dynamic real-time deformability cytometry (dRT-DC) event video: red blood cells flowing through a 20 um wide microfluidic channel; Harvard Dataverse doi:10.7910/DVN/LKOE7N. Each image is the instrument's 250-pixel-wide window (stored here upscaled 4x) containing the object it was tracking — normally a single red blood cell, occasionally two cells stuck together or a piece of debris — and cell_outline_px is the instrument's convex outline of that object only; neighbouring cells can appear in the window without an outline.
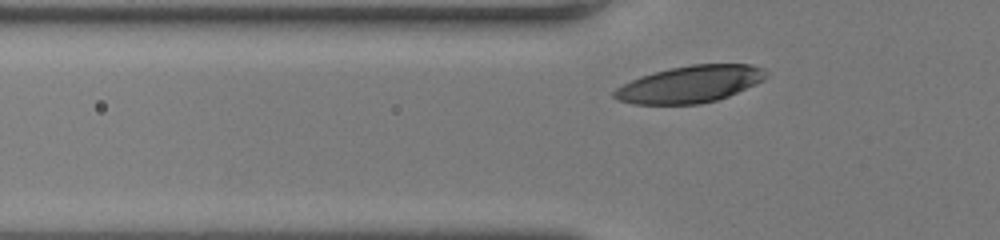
{"species": "human", "species_latin": "Homo sapiens", "temperature_condition": "room temperature", "stored_images_in_passage": 31, "camera_frame_rate_fps": 3000, "um_per_image_px": 0.085, "donor": {"sex": "female"}, "frame": {"image": 1, "passage_image": 5, "time_ms": 1.333, "image_size_px": [1000, 240], "cell_outline_px": [[768, 76], [764, 80], [756, 84], [728, 96], [716, 100], [700, 104], [632, 104], [616, 100], [612, 96], [612, 92], [616, 88], [640, 76], [672, 68], [692, 64], [752, 64], [764, 68], [768, 72]], "centroid_in_image_um": [58.67, 7.16], "position_along_channel_um": 67.1, "area_um2": 32.71}}
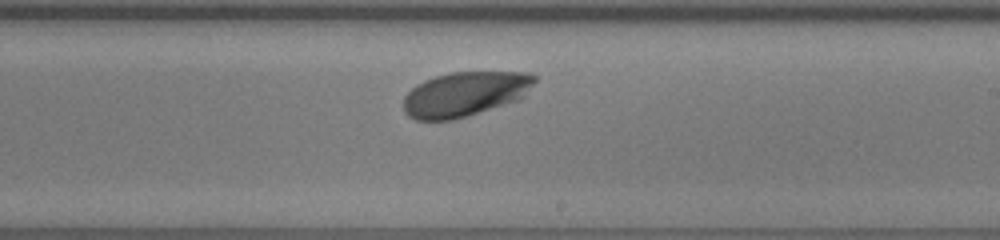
{"frame": {"image": 2, "passage_image": 20, "time_ms": 6.333, "image_size_px": [1000, 240], "cell_outline_px": [[536, 80], [524, 96], [520, 100], [468, 116], [452, 120], [416, 120], [408, 116], [404, 112], [404, 96], [416, 84], [424, 80], [436, 76], [452, 72], [528, 72], [536, 76]], "centroid_in_image_um": [39.53, 8.0], "position_along_channel_um": 249.5, "area_um2": 34.33}}
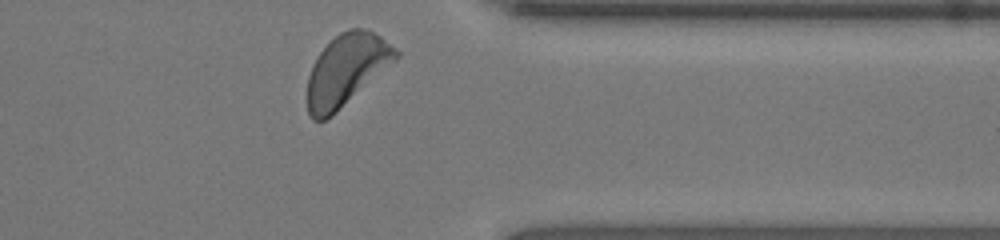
{"frame": {"image": 3, "passage_image": 31, "time_ms": 10.0, "image_size_px": [1000, 240], "cell_outline_px": [[400, 56], [396, 60], [332, 116], [324, 120], [312, 120], [308, 112], [308, 76], [312, 64], [320, 52], [340, 32], [348, 28], [368, 28], [380, 36], [396, 48], [400, 52]], "centroid_in_image_um": [29.45, 5.93], "position_along_channel_um": 381.9, "area_um2": 36.65}, "authors_computed_cell_mechanics": {"area_um2": 33.6396, "velocity_mm_per_s": 3.7261, "shape_relaxation_time_tau1_ms": 1.5884, "shape_relaxation_time_tau2_ms": null, "deformation_change_tau1": 0.1329, "deformation_change_tau2": null}}